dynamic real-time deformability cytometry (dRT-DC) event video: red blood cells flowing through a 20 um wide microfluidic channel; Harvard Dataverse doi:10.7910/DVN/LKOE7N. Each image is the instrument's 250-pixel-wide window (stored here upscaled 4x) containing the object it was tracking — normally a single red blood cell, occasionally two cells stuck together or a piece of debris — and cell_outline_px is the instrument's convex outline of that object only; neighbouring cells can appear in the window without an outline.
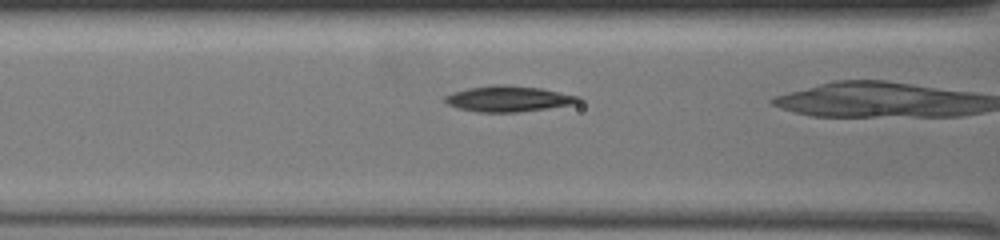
{"species": "common noctule bat (a hibernating species)", "species_latin": "Nyctalus noctula", "temperature_condition": "warm", "stored_images_in_passage": 34, "camera_frame_rate_fps": 3000, "um_per_image_px": 0.085, "animal": {"sex": "female", "body_mass_g": 19.5, "forearm_length_mm": 54.1}, "frame": {"image": 1, "passage_image": 10, "time_ms": 3.0, "image_size_px": [1000, 240], "cell_outline_px": [[584, 100], [576, 104], [520, 112], [476, 112], [456, 108], [448, 104], [444, 100], [444, 96], [452, 92], [468, 88], [496, 84], [504, 84], [540, 88], [580, 96]], "centroid_in_image_um": [43.23, 8.4], "position_along_channel_um": 123.4, "area_um2": 20.29}}
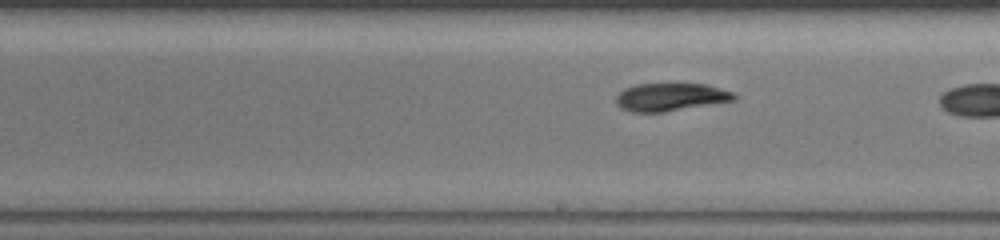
{"frame": {"image": 2, "passage_image": 20, "time_ms": 6.333, "image_size_px": [1000, 240], "cell_outline_px": [[736, 100], [664, 112], [632, 112], [620, 108], [616, 104], [616, 96], [624, 88], [636, 84], [704, 84], [732, 92], [736, 96]], "centroid_in_image_um": [56.96, 8.25], "position_along_channel_um": 232.0, "area_um2": 19.07}}
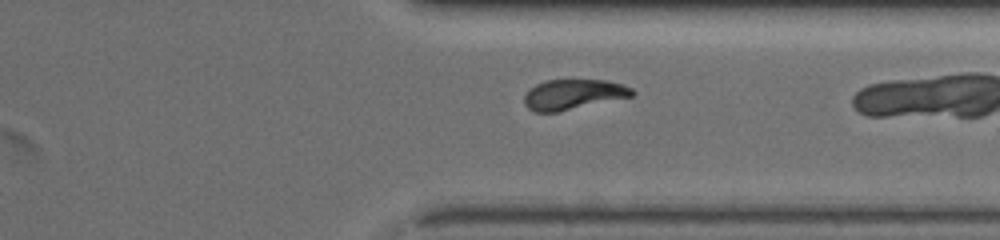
{"frame": {"image": 3, "passage_image": 32, "time_ms": 10.333, "image_size_px": [1000, 240], "cell_outline_px": [[636, 92], [632, 96], [556, 112], [532, 112], [524, 104], [524, 96], [528, 88], [544, 80], [572, 76], [604, 80], [620, 84], [632, 88]], "centroid_in_image_um": [48.67, 7.96], "position_along_channel_um": 362.7, "area_um2": 19.77}}